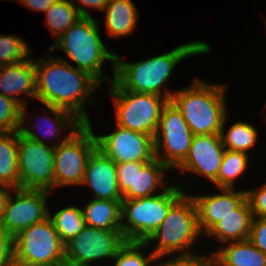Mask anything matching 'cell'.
Listing matches in <instances>:
<instances>
[{
    "instance_id": "cell-1",
    "label": "cell",
    "mask_w": 266,
    "mask_h": 266,
    "mask_svg": "<svg viewBox=\"0 0 266 266\" xmlns=\"http://www.w3.org/2000/svg\"><path fill=\"white\" fill-rule=\"evenodd\" d=\"M47 57L34 60L36 71V100L42 104L71 111L84 123L90 122L85 102L101 85L89 73L77 69L67 60ZM46 58V59H45Z\"/></svg>"
},
{
    "instance_id": "cell-2",
    "label": "cell",
    "mask_w": 266,
    "mask_h": 266,
    "mask_svg": "<svg viewBox=\"0 0 266 266\" xmlns=\"http://www.w3.org/2000/svg\"><path fill=\"white\" fill-rule=\"evenodd\" d=\"M209 52L211 51L208 43L196 40L184 43L165 54L135 63H127L116 55L114 81L124 90L152 93L171 101L174 92L161 89L169 81L175 66L192 55Z\"/></svg>"
},
{
    "instance_id": "cell-3",
    "label": "cell",
    "mask_w": 266,
    "mask_h": 266,
    "mask_svg": "<svg viewBox=\"0 0 266 266\" xmlns=\"http://www.w3.org/2000/svg\"><path fill=\"white\" fill-rule=\"evenodd\" d=\"M194 79L192 86L175 91L171 101L182 113L193 135L220 134L227 115L226 86Z\"/></svg>"
},
{
    "instance_id": "cell-4",
    "label": "cell",
    "mask_w": 266,
    "mask_h": 266,
    "mask_svg": "<svg viewBox=\"0 0 266 266\" xmlns=\"http://www.w3.org/2000/svg\"><path fill=\"white\" fill-rule=\"evenodd\" d=\"M63 50L77 66L94 77L101 85L103 81L110 83L115 74V53L106 49L99 34V24L95 18L82 17L68 28L48 50ZM53 50V51H52ZM112 61L113 78L104 77L102 73L103 63Z\"/></svg>"
},
{
    "instance_id": "cell-5",
    "label": "cell",
    "mask_w": 266,
    "mask_h": 266,
    "mask_svg": "<svg viewBox=\"0 0 266 266\" xmlns=\"http://www.w3.org/2000/svg\"><path fill=\"white\" fill-rule=\"evenodd\" d=\"M21 108V123L18 130V167L20 188L43 189L52 191L55 188L54 152L55 147L67 141L77 130H72L52 146L46 145L39 135L24 127L26 108ZM25 123V124H24Z\"/></svg>"
},
{
    "instance_id": "cell-6",
    "label": "cell",
    "mask_w": 266,
    "mask_h": 266,
    "mask_svg": "<svg viewBox=\"0 0 266 266\" xmlns=\"http://www.w3.org/2000/svg\"><path fill=\"white\" fill-rule=\"evenodd\" d=\"M182 188L171 185L150 197L123 199L121 229L125 241L145 242L161 225L169 209L185 194Z\"/></svg>"
},
{
    "instance_id": "cell-7",
    "label": "cell",
    "mask_w": 266,
    "mask_h": 266,
    "mask_svg": "<svg viewBox=\"0 0 266 266\" xmlns=\"http://www.w3.org/2000/svg\"><path fill=\"white\" fill-rule=\"evenodd\" d=\"M200 234L202 233L198 224L195 202L191 195L185 193L169 209L166 218L145 243L150 246L149 243L158 240L152 252L159 261L167 254L175 252L178 255H191L190 247Z\"/></svg>"
},
{
    "instance_id": "cell-8",
    "label": "cell",
    "mask_w": 266,
    "mask_h": 266,
    "mask_svg": "<svg viewBox=\"0 0 266 266\" xmlns=\"http://www.w3.org/2000/svg\"><path fill=\"white\" fill-rule=\"evenodd\" d=\"M109 94L114 96L116 124L122 128L152 137L168 99L152 93H137L122 89L114 80Z\"/></svg>"
},
{
    "instance_id": "cell-9",
    "label": "cell",
    "mask_w": 266,
    "mask_h": 266,
    "mask_svg": "<svg viewBox=\"0 0 266 266\" xmlns=\"http://www.w3.org/2000/svg\"><path fill=\"white\" fill-rule=\"evenodd\" d=\"M13 251L16 260L35 266H60L65 258V245L49 217L19 232Z\"/></svg>"
},
{
    "instance_id": "cell-10",
    "label": "cell",
    "mask_w": 266,
    "mask_h": 266,
    "mask_svg": "<svg viewBox=\"0 0 266 266\" xmlns=\"http://www.w3.org/2000/svg\"><path fill=\"white\" fill-rule=\"evenodd\" d=\"M193 137L180 110L168 101L153 136L155 157L170 170L177 168L187 157Z\"/></svg>"
},
{
    "instance_id": "cell-11",
    "label": "cell",
    "mask_w": 266,
    "mask_h": 266,
    "mask_svg": "<svg viewBox=\"0 0 266 266\" xmlns=\"http://www.w3.org/2000/svg\"><path fill=\"white\" fill-rule=\"evenodd\" d=\"M97 147L91 123H85L67 141L55 147V187L81 185L92 151Z\"/></svg>"
},
{
    "instance_id": "cell-12",
    "label": "cell",
    "mask_w": 266,
    "mask_h": 266,
    "mask_svg": "<svg viewBox=\"0 0 266 266\" xmlns=\"http://www.w3.org/2000/svg\"><path fill=\"white\" fill-rule=\"evenodd\" d=\"M7 201L0 226L14 238L19 232L49 217L47 199L52 191L16 188Z\"/></svg>"
},
{
    "instance_id": "cell-13",
    "label": "cell",
    "mask_w": 266,
    "mask_h": 266,
    "mask_svg": "<svg viewBox=\"0 0 266 266\" xmlns=\"http://www.w3.org/2000/svg\"><path fill=\"white\" fill-rule=\"evenodd\" d=\"M119 190L123 199H137L150 197L160 186L164 185V172L169 168L158 158L149 162H122L116 163Z\"/></svg>"
},
{
    "instance_id": "cell-14",
    "label": "cell",
    "mask_w": 266,
    "mask_h": 266,
    "mask_svg": "<svg viewBox=\"0 0 266 266\" xmlns=\"http://www.w3.org/2000/svg\"><path fill=\"white\" fill-rule=\"evenodd\" d=\"M97 148L115 163L149 162L155 158L151 135L122 128L107 135H95Z\"/></svg>"
},
{
    "instance_id": "cell-15",
    "label": "cell",
    "mask_w": 266,
    "mask_h": 266,
    "mask_svg": "<svg viewBox=\"0 0 266 266\" xmlns=\"http://www.w3.org/2000/svg\"><path fill=\"white\" fill-rule=\"evenodd\" d=\"M124 242L122 231H109L86 225L77 236L65 244V258L79 263L113 259Z\"/></svg>"
},
{
    "instance_id": "cell-16",
    "label": "cell",
    "mask_w": 266,
    "mask_h": 266,
    "mask_svg": "<svg viewBox=\"0 0 266 266\" xmlns=\"http://www.w3.org/2000/svg\"><path fill=\"white\" fill-rule=\"evenodd\" d=\"M220 134L194 135L185 160L177 167L205 177L217 185V174L225 153Z\"/></svg>"
},
{
    "instance_id": "cell-17",
    "label": "cell",
    "mask_w": 266,
    "mask_h": 266,
    "mask_svg": "<svg viewBox=\"0 0 266 266\" xmlns=\"http://www.w3.org/2000/svg\"><path fill=\"white\" fill-rule=\"evenodd\" d=\"M90 185L96 199L122 201L116 163L97 147L88 160L81 185Z\"/></svg>"
},
{
    "instance_id": "cell-18",
    "label": "cell",
    "mask_w": 266,
    "mask_h": 266,
    "mask_svg": "<svg viewBox=\"0 0 266 266\" xmlns=\"http://www.w3.org/2000/svg\"><path fill=\"white\" fill-rule=\"evenodd\" d=\"M220 194L192 196L198 215L201 233L207 234L228 213L236 209L245 199L246 190L222 188Z\"/></svg>"
},
{
    "instance_id": "cell-19",
    "label": "cell",
    "mask_w": 266,
    "mask_h": 266,
    "mask_svg": "<svg viewBox=\"0 0 266 266\" xmlns=\"http://www.w3.org/2000/svg\"><path fill=\"white\" fill-rule=\"evenodd\" d=\"M0 94L14 99L21 106L26 105V101L19 96L21 94L36 99V71L33 59L0 67Z\"/></svg>"
},
{
    "instance_id": "cell-20",
    "label": "cell",
    "mask_w": 266,
    "mask_h": 266,
    "mask_svg": "<svg viewBox=\"0 0 266 266\" xmlns=\"http://www.w3.org/2000/svg\"><path fill=\"white\" fill-rule=\"evenodd\" d=\"M253 214L247 198L224 216L206 235L222 243L243 241L250 237Z\"/></svg>"
},
{
    "instance_id": "cell-21",
    "label": "cell",
    "mask_w": 266,
    "mask_h": 266,
    "mask_svg": "<svg viewBox=\"0 0 266 266\" xmlns=\"http://www.w3.org/2000/svg\"><path fill=\"white\" fill-rule=\"evenodd\" d=\"M87 226L109 231H122V201L90 199L82 208Z\"/></svg>"
},
{
    "instance_id": "cell-22",
    "label": "cell",
    "mask_w": 266,
    "mask_h": 266,
    "mask_svg": "<svg viewBox=\"0 0 266 266\" xmlns=\"http://www.w3.org/2000/svg\"><path fill=\"white\" fill-rule=\"evenodd\" d=\"M104 11V24L111 37H123L136 29L138 11L132 0H109Z\"/></svg>"
},
{
    "instance_id": "cell-23",
    "label": "cell",
    "mask_w": 266,
    "mask_h": 266,
    "mask_svg": "<svg viewBox=\"0 0 266 266\" xmlns=\"http://www.w3.org/2000/svg\"><path fill=\"white\" fill-rule=\"evenodd\" d=\"M228 243L214 251L218 266H266V254L249 239Z\"/></svg>"
},
{
    "instance_id": "cell-24",
    "label": "cell",
    "mask_w": 266,
    "mask_h": 266,
    "mask_svg": "<svg viewBox=\"0 0 266 266\" xmlns=\"http://www.w3.org/2000/svg\"><path fill=\"white\" fill-rule=\"evenodd\" d=\"M0 184L20 188L18 131L0 132Z\"/></svg>"
},
{
    "instance_id": "cell-25",
    "label": "cell",
    "mask_w": 266,
    "mask_h": 266,
    "mask_svg": "<svg viewBox=\"0 0 266 266\" xmlns=\"http://www.w3.org/2000/svg\"><path fill=\"white\" fill-rule=\"evenodd\" d=\"M226 119L227 115L223 120L220 132L223 146L225 147V149L231 151H238L248 154L247 151L253 148L255 146V143L257 142L258 131L252 124L238 121L228 129V132L225 133L224 126Z\"/></svg>"
},
{
    "instance_id": "cell-26",
    "label": "cell",
    "mask_w": 266,
    "mask_h": 266,
    "mask_svg": "<svg viewBox=\"0 0 266 266\" xmlns=\"http://www.w3.org/2000/svg\"><path fill=\"white\" fill-rule=\"evenodd\" d=\"M46 25L54 34L55 39L59 37L73 24L82 18L76 7L70 0H57L45 11Z\"/></svg>"
},
{
    "instance_id": "cell-27",
    "label": "cell",
    "mask_w": 266,
    "mask_h": 266,
    "mask_svg": "<svg viewBox=\"0 0 266 266\" xmlns=\"http://www.w3.org/2000/svg\"><path fill=\"white\" fill-rule=\"evenodd\" d=\"M49 218L64 245L77 236L86 226L82 209L77 206L62 208L53 217L49 212Z\"/></svg>"
},
{
    "instance_id": "cell-28",
    "label": "cell",
    "mask_w": 266,
    "mask_h": 266,
    "mask_svg": "<svg viewBox=\"0 0 266 266\" xmlns=\"http://www.w3.org/2000/svg\"><path fill=\"white\" fill-rule=\"evenodd\" d=\"M248 158L246 153L226 149L217 174V187L234 189L235 180L247 168Z\"/></svg>"
},
{
    "instance_id": "cell-29",
    "label": "cell",
    "mask_w": 266,
    "mask_h": 266,
    "mask_svg": "<svg viewBox=\"0 0 266 266\" xmlns=\"http://www.w3.org/2000/svg\"><path fill=\"white\" fill-rule=\"evenodd\" d=\"M149 245L139 241H125L116 251L114 266H152L150 263L157 261L154 253L144 256L140 249H147Z\"/></svg>"
},
{
    "instance_id": "cell-30",
    "label": "cell",
    "mask_w": 266,
    "mask_h": 266,
    "mask_svg": "<svg viewBox=\"0 0 266 266\" xmlns=\"http://www.w3.org/2000/svg\"><path fill=\"white\" fill-rule=\"evenodd\" d=\"M46 107L49 109L48 111L51 112L53 114V116H55V119L53 120L51 118V116H49V117H47V119H48V120H46L47 122L42 121V122H40L39 126H42V128H40L41 130L43 129V126H44L43 130L46 133H48V136L52 135L51 136L52 138L53 137L58 138V136L61 134L60 133L61 129L68 127L71 130H78L80 127H82L85 124L82 120H80L75 114H73L69 110L59 108V107H53L50 105H46ZM41 123H42V125H41ZM50 125H51V128L48 129V131H49L48 132L46 130H47L48 126L50 127ZM36 128L37 127H35V129H33V130L36 131ZM38 128H37V130H38ZM45 128H46V130H45ZM44 131H41V132L44 134L45 133ZM38 133H39V131H38Z\"/></svg>"
},
{
    "instance_id": "cell-31",
    "label": "cell",
    "mask_w": 266,
    "mask_h": 266,
    "mask_svg": "<svg viewBox=\"0 0 266 266\" xmlns=\"http://www.w3.org/2000/svg\"><path fill=\"white\" fill-rule=\"evenodd\" d=\"M30 47L22 38L15 35L0 36V67L19 63L29 57Z\"/></svg>"
},
{
    "instance_id": "cell-32",
    "label": "cell",
    "mask_w": 266,
    "mask_h": 266,
    "mask_svg": "<svg viewBox=\"0 0 266 266\" xmlns=\"http://www.w3.org/2000/svg\"><path fill=\"white\" fill-rule=\"evenodd\" d=\"M21 108L17 101L0 94V132L19 130Z\"/></svg>"
},
{
    "instance_id": "cell-33",
    "label": "cell",
    "mask_w": 266,
    "mask_h": 266,
    "mask_svg": "<svg viewBox=\"0 0 266 266\" xmlns=\"http://www.w3.org/2000/svg\"><path fill=\"white\" fill-rule=\"evenodd\" d=\"M169 260V261H168ZM158 264L159 266H218L217 259L213 253L211 257L191 255H176L173 259H168Z\"/></svg>"
},
{
    "instance_id": "cell-34",
    "label": "cell",
    "mask_w": 266,
    "mask_h": 266,
    "mask_svg": "<svg viewBox=\"0 0 266 266\" xmlns=\"http://www.w3.org/2000/svg\"><path fill=\"white\" fill-rule=\"evenodd\" d=\"M246 198L249 202L254 218H266V184L261 188L246 191Z\"/></svg>"
},
{
    "instance_id": "cell-35",
    "label": "cell",
    "mask_w": 266,
    "mask_h": 266,
    "mask_svg": "<svg viewBox=\"0 0 266 266\" xmlns=\"http://www.w3.org/2000/svg\"><path fill=\"white\" fill-rule=\"evenodd\" d=\"M249 240L266 254V218H253Z\"/></svg>"
},
{
    "instance_id": "cell-36",
    "label": "cell",
    "mask_w": 266,
    "mask_h": 266,
    "mask_svg": "<svg viewBox=\"0 0 266 266\" xmlns=\"http://www.w3.org/2000/svg\"><path fill=\"white\" fill-rule=\"evenodd\" d=\"M13 258V238L0 226V266H7Z\"/></svg>"
},
{
    "instance_id": "cell-37",
    "label": "cell",
    "mask_w": 266,
    "mask_h": 266,
    "mask_svg": "<svg viewBox=\"0 0 266 266\" xmlns=\"http://www.w3.org/2000/svg\"><path fill=\"white\" fill-rule=\"evenodd\" d=\"M71 3L76 7L82 17H91L90 13L86 10L87 8H95L104 10L109 0H77L80 6L77 5L74 0H70ZM82 6V7H81Z\"/></svg>"
},
{
    "instance_id": "cell-38",
    "label": "cell",
    "mask_w": 266,
    "mask_h": 266,
    "mask_svg": "<svg viewBox=\"0 0 266 266\" xmlns=\"http://www.w3.org/2000/svg\"><path fill=\"white\" fill-rule=\"evenodd\" d=\"M57 0H19L23 6L29 9L45 12L48 10Z\"/></svg>"
},
{
    "instance_id": "cell-39",
    "label": "cell",
    "mask_w": 266,
    "mask_h": 266,
    "mask_svg": "<svg viewBox=\"0 0 266 266\" xmlns=\"http://www.w3.org/2000/svg\"><path fill=\"white\" fill-rule=\"evenodd\" d=\"M11 190L14 189L0 184V222L2 221V218L4 216V211L6 209L7 201L10 197Z\"/></svg>"
},
{
    "instance_id": "cell-40",
    "label": "cell",
    "mask_w": 266,
    "mask_h": 266,
    "mask_svg": "<svg viewBox=\"0 0 266 266\" xmlns=\"http://www.w3.org/2000/svg\"><path fill=\"white\" fill-rule=\"evenodd\" d=\"M60 266H91L90 263H79L69 259L64 258Z\"/></svg>"
},
{
    "instance_id": "cell-41",
    "label": "cell",
    "mask_w": 266,
    "mask_h": 266,
    "mask_svg": "<svg viewBox=\"0 0 266 266\" xmlns=\"http://www.w3.org/2000/svg\"><path fill=\"white\" fill-rule=\"evenodd\" d=\"M7 266H35V265H31V264H27V263H23L20 262L18 260H16L15 258H13Z\"/></svg>"
}]
</instances>
